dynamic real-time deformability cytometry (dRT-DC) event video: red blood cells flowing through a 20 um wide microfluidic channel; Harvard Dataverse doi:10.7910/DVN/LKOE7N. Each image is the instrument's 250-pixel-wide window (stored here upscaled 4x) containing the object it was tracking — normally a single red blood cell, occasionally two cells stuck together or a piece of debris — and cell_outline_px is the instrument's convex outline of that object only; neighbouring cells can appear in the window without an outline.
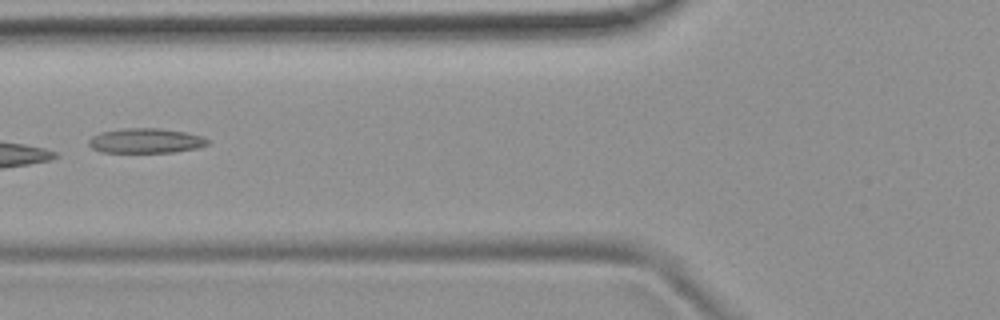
{"species": "common noctule bat (a hibernating species)", "species_latin": "Nyctalus noctula", "temperature_condition": "room temperature", "stored_images_in_passage": 6, "camera_frame_rate_fps": 3000, "um_per_image_px": 0.085, "animal": {"sex": "female", "body_mass_g": 19.9}, "frame": {"image": 1, "passage_image": 6, "time_ms": 6.667, "image_size_px": [1000, 320], "cell_outline_px": [[208, 144], [196, 148], [172, 152], [100, 152], [92, 148], [88, 144], [88, 140], [92, 136], [100, 132], [124, 128], [160, 128], [184, 132], [204, 136], [208, 140]], "centroid_in_image_um": [12.36, 11.95], "position_along_channel_um": 113.4, "area_um2": 17.17}}